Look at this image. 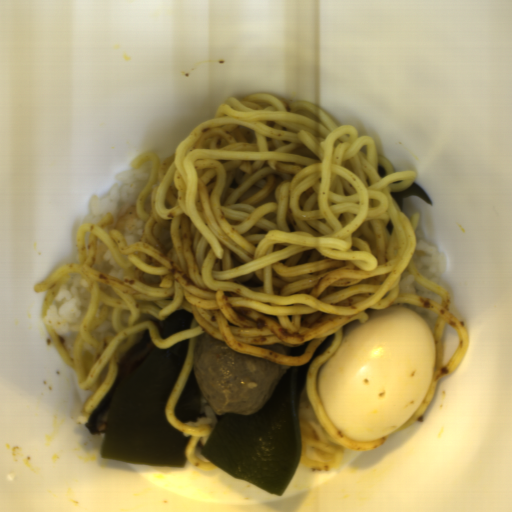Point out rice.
I'll use <instances>...</instances> for the list:
<instances>
[{
  "label": "rice",
  "mask_w": 512,
  "mask_h": 512,
  "mask_svg": "<svg viewBox=\"0 0 512 512\" xmlns=\"http://www.w3.org/2000/svg\"><path fill=\"white\" fill-rule=\"evenodd\" d=\"M102 262L107 263L109 266V274L112 277L113 280L124 282L125 277L123 273L122 266L119 264V262L116 260L113 252L106 251L103 253Z\"/></svg>",
  "instance_id": "6"
},
{
  "label": "rice",
  "mask_w": 512,
  "mask_h": 512,
  "mask_svg": "<svg viewBox=\"0 0 512 512\" xmlns=\"http://www.w3.org/2000/svg\"><path fill=\"white\" fill-rule=\"evenodd\" d=\"M112 308H108L106 316L102 323L96 327L91 333L96 338L102 339L104 336H110L115 334V330L112 326Z\"/></svg>",
  "instance_id": "7"
},
{
  "label": "rice",
  "mask_w": 512,
  "mask_h": 512,
  "mask_svg": "<svg viewBox=\"0 0 512 512\" xmlns=\"http://www.w3.org/2000/svg\"><path fill=\"white\" fill-rule=\"evenodd\" d=\"M150 170L149 160L139 168L130 167L118 173L107 196L91 197L90 211L85 216L83 224H96L105 215L113 214L112 221L103 225L107 233L110 229L120 230L128 245L146 242L143 232L144 223L137 215L136 201L144 188Z\"/></svg>",
  "instance_id": "1"
},
{
  "label": "rice",
  "mask_w": 512,
  "mask_h": 512,
  "mask_svg": "<svg viewBox=\"0 0 512 512\" xmlns=\"http://www.w3.org/2000/svg\"><path fill=\"white\" fill-rule=\"evenodd\" d=\"M88 286L85 280L75 276L57 290L46 311V318L54 323L68 350L76 334Z\"/></svg>",
  "instance_id": "2"
},
{
  "label": "rice",
  "mask_w": 512,
  "mask_h": 512,
  "mask_svg": "<svg viewBox=\"0 0 512 512\" xmlns=\"http://www.w3.org/2000/svg\"><path fill=\"white\" fill-rule=\"evenodd\" d=\"M224 415H218L217 412L211 407V405L201 394L199 414L196 419V422L191 421L185 424H187L188 426L210 425L214 428V426L219 423V421Z\"/></svg>",
  "instance_id": "5"
},
{
  "label": "rice",
  "mask_w": 512,
  "mask_h": 512,
  "mask_svg": "<svg viewBox=\"0 0 512 512\" xmlns=\"http://www.w3.org/2000/svg\"><path fill=\"white\" fill-rule=\"evenodd\" d=\"M417 270L426 278L442 285L446 271V260L436 246L430 245L419 229L415 228V247L412 254Z\"/></svg>",
  "instance_id": "3"
},
{
  "label": "rice",
  "mask_w": 512,
  "mask_h": 512,
  "mask_svg": "<svg viewBox=\"0 0 512 512\" xmlns=\"http://www.w3.org/2000/svg\"><path fill=\"white\" fill-rule=\"evenodd\" d=\"M400 293L419 296L437 303L442 302L443 297L439 293L427 288L410 271H404L399 280Z\"/></svg>",
  "instance_id": "4"
}]
</instances>
